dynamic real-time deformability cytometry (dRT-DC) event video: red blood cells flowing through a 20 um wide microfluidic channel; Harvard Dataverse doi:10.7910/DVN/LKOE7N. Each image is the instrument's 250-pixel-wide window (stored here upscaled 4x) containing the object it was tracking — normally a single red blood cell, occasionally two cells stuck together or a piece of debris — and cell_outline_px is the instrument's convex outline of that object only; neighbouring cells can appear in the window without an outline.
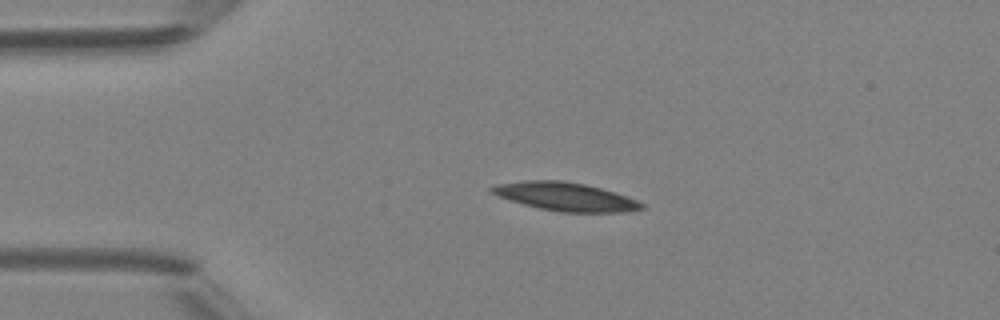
{"species": "Egyptian fruit bat (a non-hibernating species)", "species_latin": "Rousettus aegyptiacus", "temperature_condition": "room temperature", "stored_images_in_passage": 6, "camera_frame_rate_fps": 3000, "um_per_image_px": 0.085, "animal": {"sex": "female"}, "frame": {"image": 1, "passage_image": 4, "time_ms": 3.333, "image_size_px": [1000, 320], "cell_outline_px": [[644, 208], [632, 212], [560, 212], [540, 208], [524, 204], [500, 196], [492, 192], [488, 188], [496, 184], [524, 180], [560, 180], [584, 184], [600, 188], [628, 196], [644, 204]], "centroid_in_image_um": [48.1, 16.71], "position_along_channel_um": 36.9, "area_um2": 24.62}}
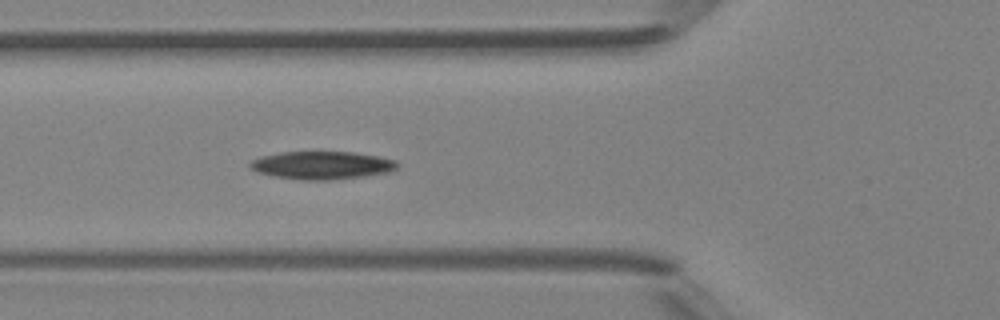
{"frame": {"image": 2, "passage_image": 6, "time_ms": 5.667, "image_size_px": [1000, 320], "cell_outline_px": [[400, 164], [392, 172], [364, 176], [328, 180], [300, 180], [272, 176], [260, 172], [252, 168], [248, 164], [252, 160], [260, 156], [280, 152], [352, 152], [376, 156], [396, 160]], "centroid_in_image_um": [27.38, 14.05], "position_along_channel_um": 98.4, "area_um2": 23.99}}